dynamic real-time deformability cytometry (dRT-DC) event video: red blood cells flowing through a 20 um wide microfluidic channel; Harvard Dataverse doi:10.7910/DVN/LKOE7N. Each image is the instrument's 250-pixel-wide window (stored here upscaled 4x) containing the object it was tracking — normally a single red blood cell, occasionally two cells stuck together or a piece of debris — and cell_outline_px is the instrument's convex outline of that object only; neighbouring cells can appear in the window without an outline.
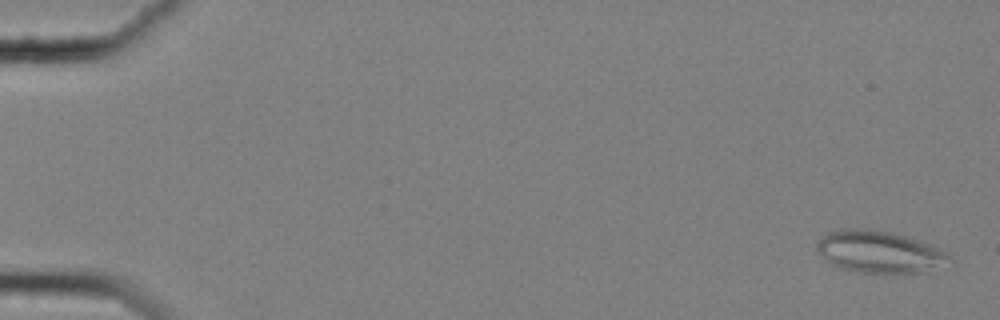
{"species": "common noctule bat (a hibernating species)", "species_latin": "Nyctalus noctula", "temperature_condition": "cold", "stored_images_in_passage": 59, "camera_frame_rate_fps": 3000, "um_per_image_px": 0.085, "animal": {"sex": "female", "body_mass_g": 25.1}, "frame": {"image": 1, "passage_image": 2, "time_ms": 0.333, "image_size_px": [1000, 320], "cell_outline_px": [[952, 260], [920, 272], [864, 272], [840, 268], [832, 264], [816, 252], [816, 244], [828, 232], [840, 228], [864, 228], [892, 232], [940, 248]], "centroid_in_image_um": [74.65, 21.37], "position_along_channel_um": 10.4, "area_um2": 31.67}}
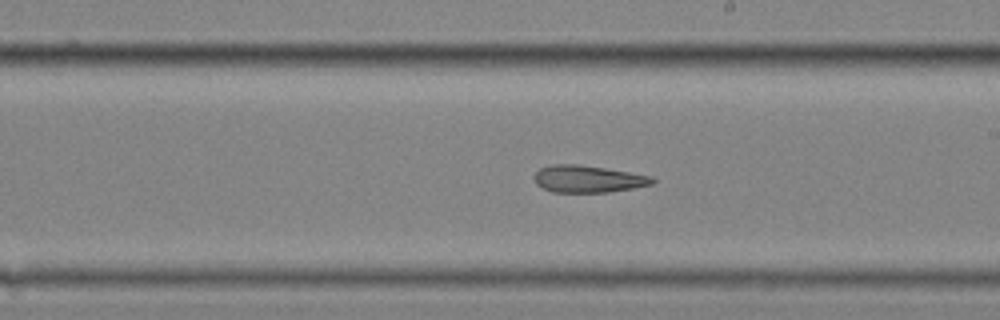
{"frame": {"image": 2, "passage_image": 35, "time_ms": 11.333, "image_size_px": [1000, 320], "cell_outline_px": [[656, 180], [652, 184], [632, 188], [608, 192], [552, 192], [536, 184], [532, 176], [540, 168], [552, 164], [580, 164], [652, 176]], "centroid_in_image_um": [49.94, 15.2], "position_along_channel_um": 239.1, "area_um2": 18.61}}
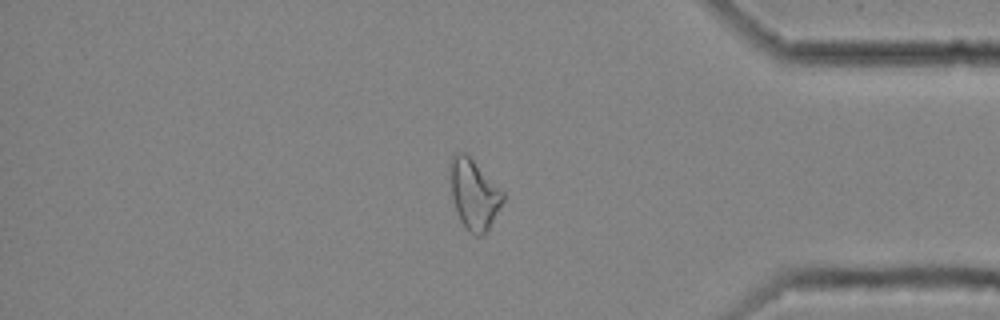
{"frame": {"image": 3, "passage_image": 50, "time_ms": 16.333, "image_size_px": [1000, 320], "cell_outline_px": [[504, 200], [488, 228], [480, 236], [476, 236], [468, 232], [460, 220], [456, 212], [452, 196], [448, 164], [452, 156], [456, 152], [464, 152], [504, 192]], "centroid_in_image_um": [40.25, 16.5], "position_along_channel_um": 395.0, "area_um2": 21.33}, "authors_computed_cell_mechanics": {"area_um2": 22.1952, "velocity_mm_per_s": 3.5182, "shape_relaxation_time_tau1_ms": null, "shape_relaxation_time_tau2_ms": 7.3545, "deformation_change_tau1": null, "deformation_change_tau2": 0.2034}}